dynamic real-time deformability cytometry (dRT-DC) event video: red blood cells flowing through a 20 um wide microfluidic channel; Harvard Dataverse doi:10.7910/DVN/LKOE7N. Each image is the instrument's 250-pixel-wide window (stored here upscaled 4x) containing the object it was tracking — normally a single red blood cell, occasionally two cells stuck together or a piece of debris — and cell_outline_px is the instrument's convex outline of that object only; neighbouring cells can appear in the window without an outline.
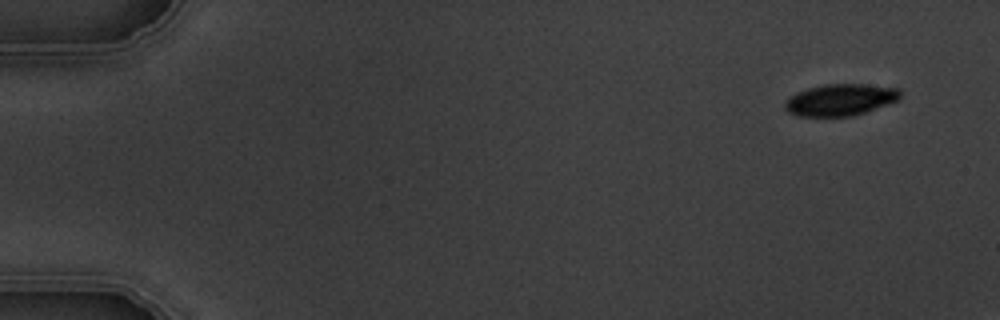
{"species": "common noctule bat (a hibernating species)", "species_latin": "Nyctalus noctula", "temperature_condition": "warm", "stored_images_in_passage": 5, "segment_of_instrument_passage": [1, 2], "camera_frame_rate_fps": 3000, "um_per_image_px": 0.085, "animal": {"sex": "male", "body_mass_g": 19.5, "forearm_length_mm": 54.6}, "frame": {"image": 1, "passage_image": 1, "time_ms": 0.0, "image_size_px": [1000, 320], "cell_outline_px": [[900, 96], [896, 100], [864, 112], [852, 116], [796, 116], [788, 112], [784, 108], [784, 104], [788, 96], [796, 92], [808, 88], [824, 84], [864, 84], [900, 88]], "centroid_in_image_um": [71.36, 8.47], "position_along_channel_um": 13.6, "area_um2": 21.21}}
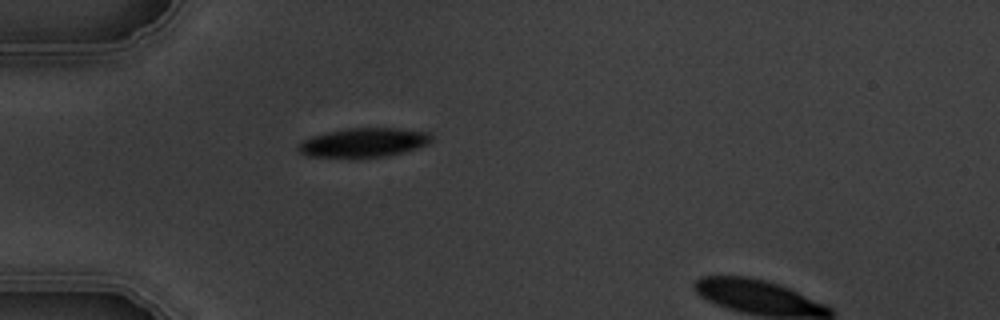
{"frame": {"image": 2, "passage_image": 4, "time_ms": 4.333, "image_size_px": [1000, 320], "cell_outline_px": [[432, 140], [428, 144], [416, 148], [384, 156], [356, 160], [308, 156], [300, 152], [296, 148], [304, 140], [312, 136], [328, 132], [348, 128], [400, 128], [432, 132]], "centroid_in_image_um": [30.91, 12.14], "position_along_channel_um": 54.1, "area_um2": 23.18}}